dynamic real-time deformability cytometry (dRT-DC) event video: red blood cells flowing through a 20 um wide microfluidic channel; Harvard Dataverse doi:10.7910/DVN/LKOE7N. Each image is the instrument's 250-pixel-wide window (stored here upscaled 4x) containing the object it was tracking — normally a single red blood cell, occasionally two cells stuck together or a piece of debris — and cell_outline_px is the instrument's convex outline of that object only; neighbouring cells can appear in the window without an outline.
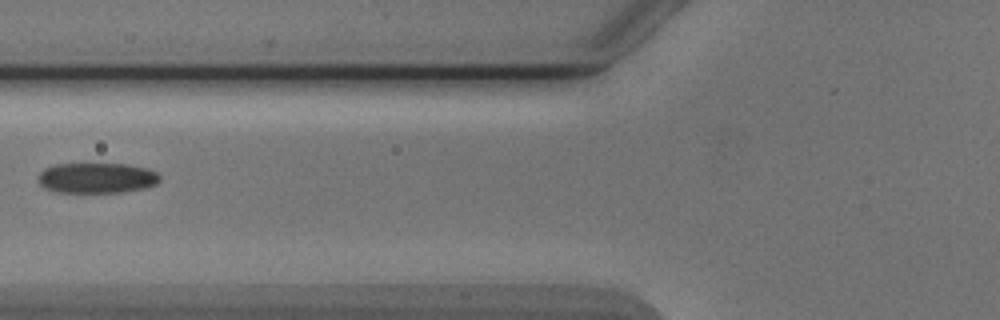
{"species": "Egyptian fruit bat (a non-hibernating species)", "species_latin": "Rousettus aegyptiacus", "temperature_condition": "cold", "stored_images_in_passage": 4, "camera_frame_rate_fps": 3000, "um_per_image_px": 0.085, "animal": {"sex": "male"}, "frame": {"image": 1, "passage_image": 3, "time_ms": 2.333, "image_size_px": [1000, 320], "cell_outline_px": [[160, 180], [156, 184], [144, 188], [120, 192], [56, 192], [44, 188], [40, 184], [40, 172], [44, 168], [56, 164], [128, 164], [148, 168], [156, 172], [160, 176]], "centroid_in_image_um": [8.25, 15.12], "position_along_channel_um": 117.6, "area_um2": 21.5}}
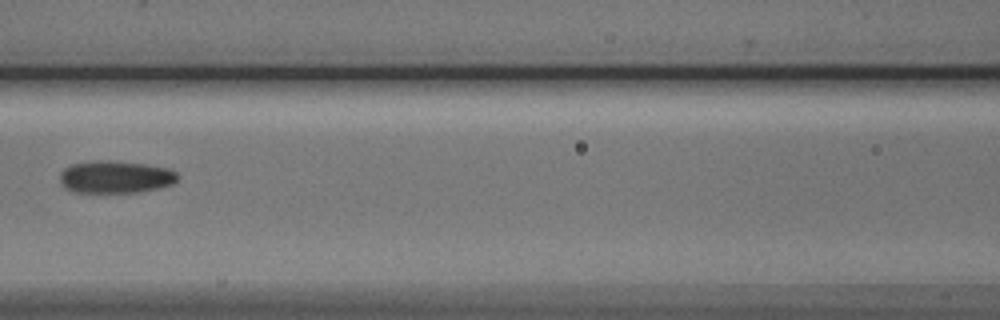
{"frame": {"image": 2, "passage_image": 4, "time_ms": 3.333, "image_size_px": [1000, 320], "cell_outline_px": [[180, 176], [172, 184], [160, 188], [136, 192], [72, 192], [64, 188], [60, 180], [60, 172], [64, 168], [72, 164], [92, 160], [108, 160], [144, 164], [168, 168], [176, 172]], "centroid_in_image_um": [9.79, 15.04], "position_along_channel_um": 156.8, "area_um2": 22.37}}